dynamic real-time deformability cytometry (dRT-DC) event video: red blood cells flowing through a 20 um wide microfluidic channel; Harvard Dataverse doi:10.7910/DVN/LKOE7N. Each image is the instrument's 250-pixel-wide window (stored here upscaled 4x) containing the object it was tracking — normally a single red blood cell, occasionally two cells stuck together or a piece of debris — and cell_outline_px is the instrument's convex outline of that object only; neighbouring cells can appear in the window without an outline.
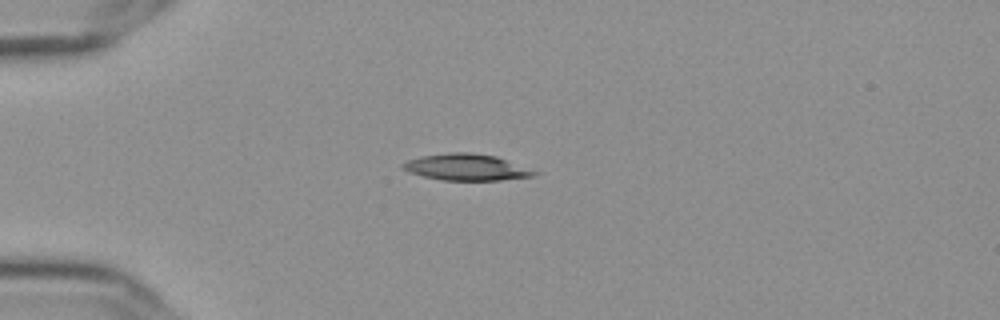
{"species": "Egyptian fruit bat (a non-hibernating species)", "species_latin": "Rousettus aegyptiacus", "temperature_condition": "cold", "stored_images_in_passage": 42, "camera_frame_rate_fps": 3000, "um_per_image_px": 0.085, "frame": {"image": 1, "passage_image": 1, "time_ms": 0.0, "image_size_px": [1000, 320], "cell_outline_px": [[536, 172], [532, 176], [500, 180], [440, 180], [424, 176], [412, 172], [404, 168], [400, 164], [408, 160], [420, 156], [452, 152], [472, 152], [496, 156]], "centroid_in_image_um": [39.59, 14.2], "position_along_channel_um": 45.4, "area_um2": 19.77}}
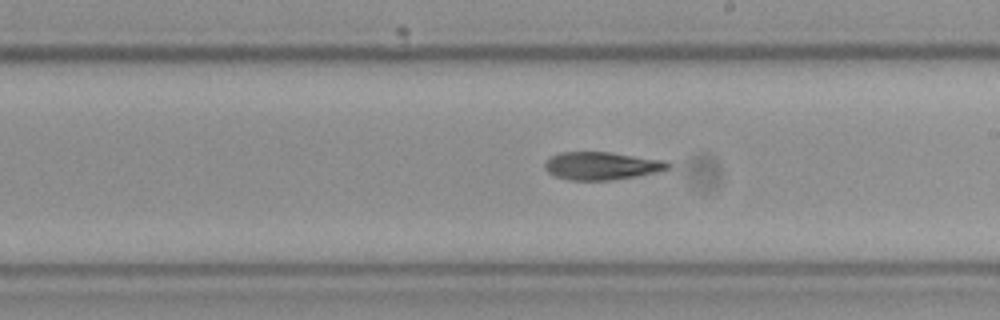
{"frame": {"image": 2, "passage_image": 19, "time_ms": 6.0, "image_size_px": [1000, 320], "cell_outline_px": [[672, 164], [668, 168], [656, 172], [636, 176], [608, 180], [568, 180], [556, 176], [548, 172], [544, 168], [544, 164], [552, 156], [560, 152], [612, 152], [664, 160]], "centroid_in_image_um": [51.14, 14.09], "position_along_channel_um": 237.9, "area_um2": 19.88}}
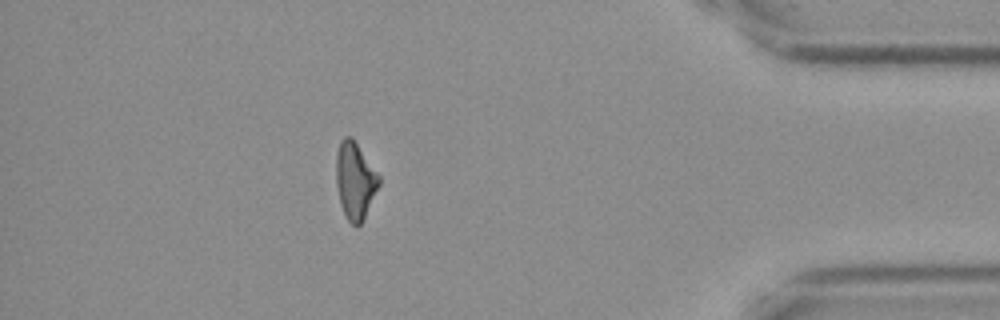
{"frame": {"image": 3, "passage_image": 36, "time_ms": 11.667, "image_size_px": [1000, 320], "cell_outline_px": [[380, 184], [360, 224], [356, 228], [348, 220], [340, 204], [336, 184], [336, 156], [340, 140], [344, 136], [352, 136], [380, 176]], "centroid_in_image_um": [30.17, 15.31], "position_along_channel_um": 405.0, "area_um2": 19.13}}